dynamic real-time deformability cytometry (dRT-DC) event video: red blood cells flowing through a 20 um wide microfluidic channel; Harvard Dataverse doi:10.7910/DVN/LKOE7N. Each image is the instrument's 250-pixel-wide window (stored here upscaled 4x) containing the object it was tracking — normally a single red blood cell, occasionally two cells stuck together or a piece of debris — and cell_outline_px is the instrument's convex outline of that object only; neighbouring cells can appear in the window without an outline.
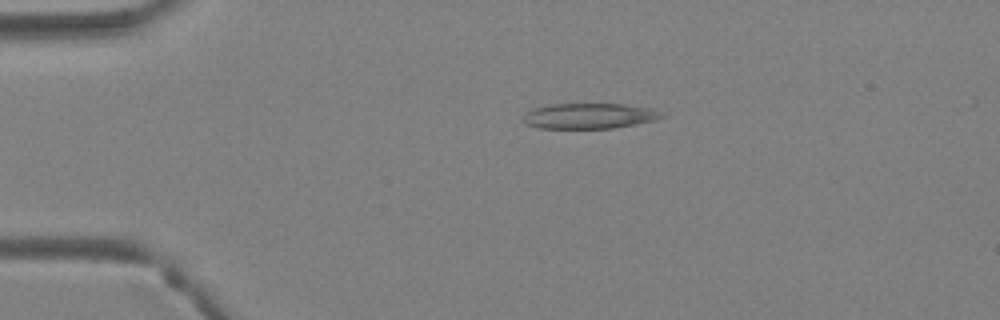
{"species": "Egyptian fruit bat (a non-hibernating species)", "species_latin": "Rousettus aegyptiacus", "temperature_condition": "warm", "stored_images_in_passage": 42, "camera_frame_rate_fps": 3000, "um_per_image_px": 0.085, "animal": {"sex": "female"}, "frame": {"image": 1, "passage_image": 9, "time_ms": 2.667, "image_size_px": [1000, 320], "cell_outline_px": [[664, 116], [656, 120], [636, 124], [612, 128], [536, 128], [524, 124], [524, 116], [528, 112], [536, 108], [548, 104], [624, 104], [652, 108], [664, 112]], "centroid_in_image_um": [50.13, 9.85], "position_along_channel_um": 34.9, "area_um2": 20.58}}
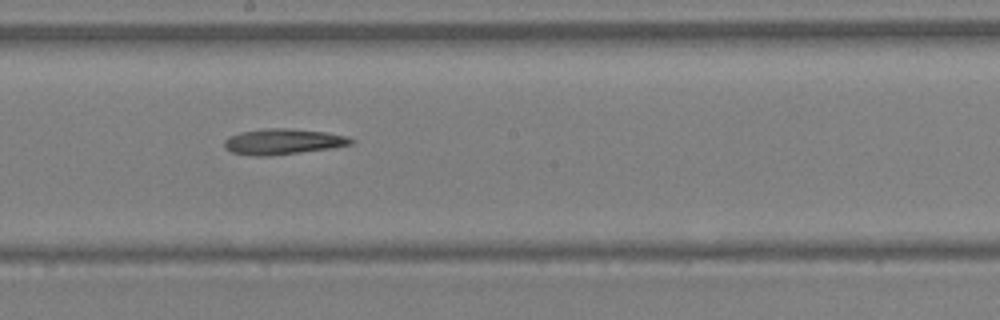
{"frame": {"image": 2, "passage_image": 23, "time_ms": 7.333, "image_size_px": [1000, 320], "cell_outline_px": [[356, 140], [352, 144], [332, 148], [268, 156], [256, 156], [232, 152], [224, 148], [224, 140], [228, 136], [240, 132], [264, 128], [288, 128], [328, 132], [348, 136]], "centroid_in_image_um": [24.07, 12.02], "position_along_channel_um": 224.1, "area_um2": 19.13}}
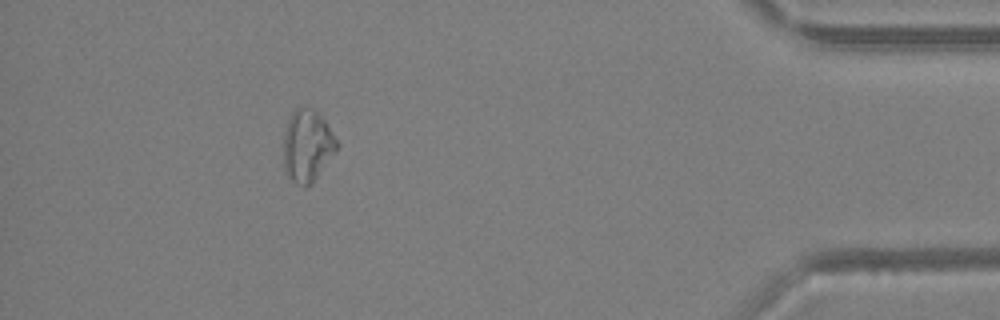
{"frame": {"image": 3, "passage_image": 37, "time_ms": 12.0, "image_size_px": [1000, 320], "cell_outline_px": [[336, 148], [316, 176], [304, 188], [296, 184], [284, 172], [284, 132], [288, 120], [292, 112], [296, 108], [312, 108], [324, 120], [336, 140]], "centroid_in_image_um": [26.05, 12.38], "position_along_channel_um": 409.1, "area_um2": 21.56}}